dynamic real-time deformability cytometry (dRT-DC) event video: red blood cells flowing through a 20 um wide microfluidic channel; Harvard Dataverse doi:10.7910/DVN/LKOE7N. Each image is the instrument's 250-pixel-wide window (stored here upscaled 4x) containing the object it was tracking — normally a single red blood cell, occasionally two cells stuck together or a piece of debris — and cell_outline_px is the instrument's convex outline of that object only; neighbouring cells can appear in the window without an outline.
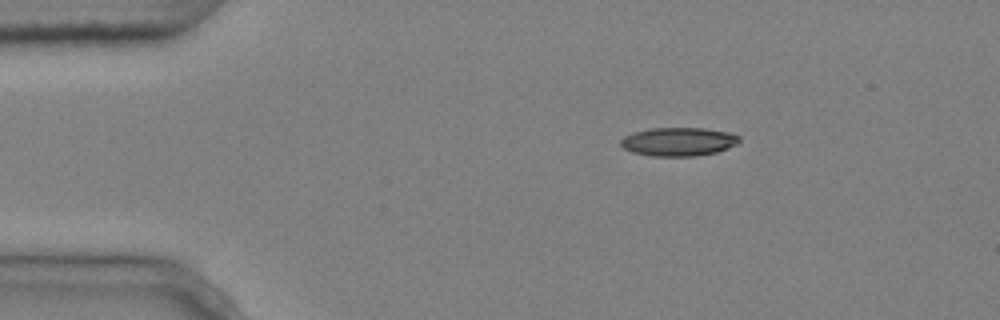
{"species": "common noctule bat (a hibernating species)", "species_latin": "Nyctalus noctula", "temperature_condition": "cold", "stored_images_in_passage": 3, "camera_frame_rate_fps": 3000, "um_per_image_px": 0.085, "animal": {"sex": "male", "body_mass_g": 20.4}, "frame": {"image": 1, "passage_image": 1, "time_ms": 0.0, "image_size_px": [1000, 320], "cell_outline_px": [[740, 140], [736, 144], [728, 148], [716, 152], [696, 156], [652, 156], [632, 152], [624, 148], [620, 144], [620, 140], [624, 136], [632, 132], [652, 128], [704, 128], [732, 132], [740, 136]], "centroid_in_image_um": [57.68, 12.03], "position_along_channel_um": 27.3, "area_um2": 19.88}}